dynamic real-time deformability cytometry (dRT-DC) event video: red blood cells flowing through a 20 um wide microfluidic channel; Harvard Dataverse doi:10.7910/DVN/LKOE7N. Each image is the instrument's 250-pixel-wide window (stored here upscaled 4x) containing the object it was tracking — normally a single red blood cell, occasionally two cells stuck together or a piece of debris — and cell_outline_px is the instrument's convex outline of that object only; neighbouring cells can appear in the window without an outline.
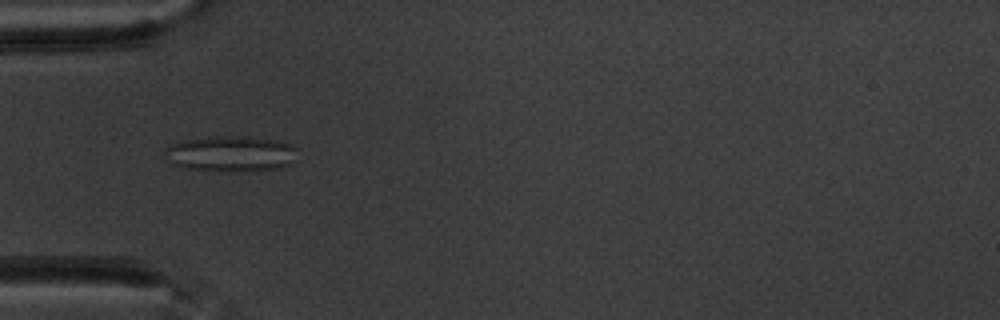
{"species": "common noctule bat (a hibernating species)", "species_latin": "Nyctalus noctula", "temperature_condition": "warm", "stored_images_in_passage": 6, "camera_frame_rate_fps": 3000, "um_per_image_px": 0.085, "animal": {"sex": "male", "body_mass_g": 20.1, "forearm_length_mm": 53.5}, "frame": {"image": 1, "passage_image": 3, "time_ms": 0.667, "image_size_px": [1000, 320], "cell_outline_px": [[296, 148], [292, 164], [280, 168], [188, 168], [172, 164], [164, 152], [164, 148], [168, 144], [176, 140], [220, 136], [248, 136], [276, 140], [288, 144]], "centroid_in_image_um": [19.56, 12.99], "position_along_channel_um": 65.4, "area_um2": 26.41}}
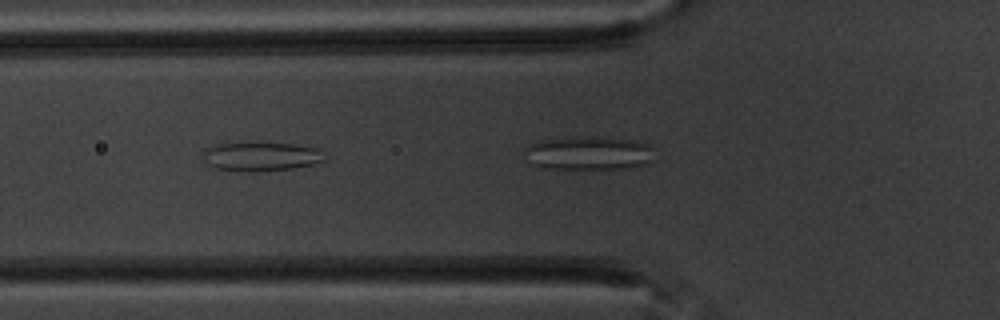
{"frame": {"image": 2, "passage_image": 4, "time_ms": 1.0, "image_size_px": [1000, 320], "cell_outline_px": [[324, 160], [312, 164], [292, 168], [260, 172], [236, 172], [216, 168], [208, 164], [204, 160], [204, 152], [208, 148], [216, 144], [248, 140], [296, 144], [316, 148]], "centroid_in_image_um": [22.1, 13.27], "position_along_channel_um": 103.7, "area_um2": 21.15}}